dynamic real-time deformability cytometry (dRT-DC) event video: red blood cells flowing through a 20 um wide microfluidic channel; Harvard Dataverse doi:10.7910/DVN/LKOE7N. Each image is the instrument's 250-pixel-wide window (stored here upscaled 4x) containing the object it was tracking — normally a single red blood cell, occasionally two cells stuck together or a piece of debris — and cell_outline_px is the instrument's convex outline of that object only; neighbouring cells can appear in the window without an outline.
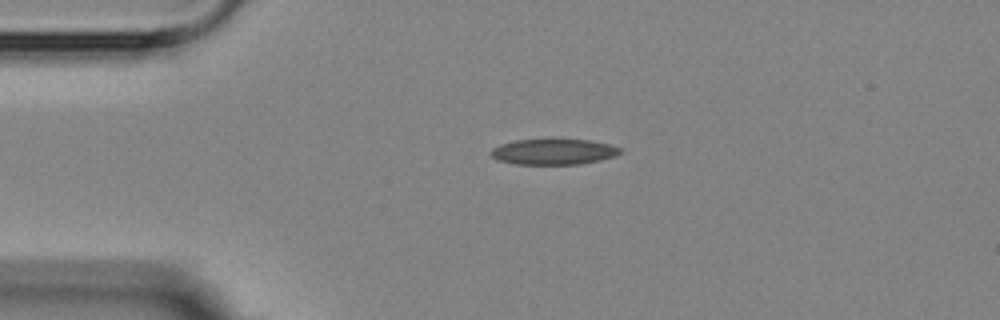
{"species": "Egyptian fruit bat (a non-hibernating species)", "species_latin": "Rousettus aegyptiacus", "temperature_condition": "room temperature", "stored_images_in_passage": 3, "camera_frame_rate_fps": 3000, "um_per_image_px": 0.085, "animal": {"sex": "female"}, "frame": {"image": 1, "passage_image": 1, "time_ms": 0.0, "image_size_px": [1000, 320], "cell_outline_px": [[624, 152], [616, 156], [600, 160], [580, 164], [516, 164], [496, 160], [488, 152], [492, 148], [500, 144], [516, 140], [592, 140], [608, 144], [620, 148]], "centroid_in_image_um": [47.05, 12.91], "position_along_channel_um": 38.0, "area_um2": 19.36}}
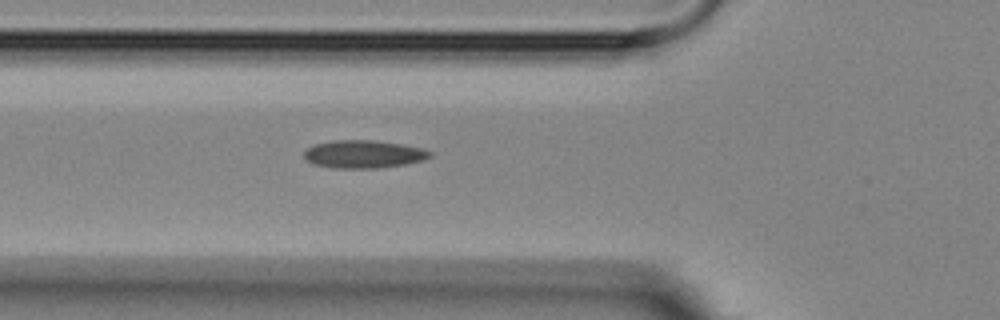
{"frame": {"image": 2, "passage_image": 3, "time_ms": 2.333, "image_size_px": [1000, 320], "cell_outline_px": [[432, 156], [424, 160], [404, 164], [380, 168], [332, 168], [312, 164], [304, 160], [304, 152], [308, 148], [316, 144], [332, 140], [372, 140], [400, 144], [420, 148], [432, 152]], "centroid_in_image_um": [30.87, 13.11], "position_along_channel_um": 94.9, "area_um2": 20.46}}